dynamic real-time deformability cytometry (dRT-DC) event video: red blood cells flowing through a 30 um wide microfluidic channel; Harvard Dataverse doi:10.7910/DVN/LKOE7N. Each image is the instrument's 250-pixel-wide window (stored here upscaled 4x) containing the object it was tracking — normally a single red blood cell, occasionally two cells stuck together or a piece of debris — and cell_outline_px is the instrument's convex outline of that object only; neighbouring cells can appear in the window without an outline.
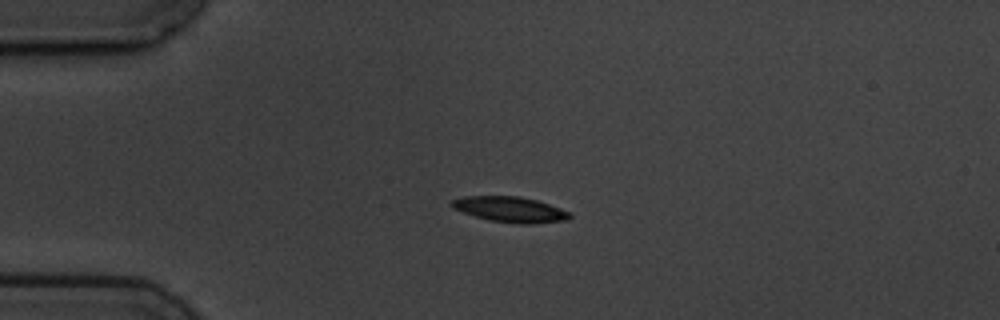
{"species": "common noctule bat (a hibernating species)", "species_latin": "Nyctalus noctula", "temperature_condition": "cold", "stored_images_in_passage": 3, "camera_frame_rate_fps": 3000, "um_per_image_px": 0.085, "animal": {"sex": "male", "body_mass_g": 19.5, "forearm_length_mm": 54.6}, "frame": {"image": 1, "passage_image": 1, "time_ms": 0.0, "image_size_px": [1000, 320], "cell_outline_px": [[572, 216], [568, 220], [532, 224], [520, 224], [488, 220], [452, 208], [448, 204], [452, 200], [464, 196], [520, 196], [536, 200], [572, 212]], "centroid_in_image_um": [43.38, 17.8], "position_along_channel_um": 41.6, "area_um2": 17.63}}
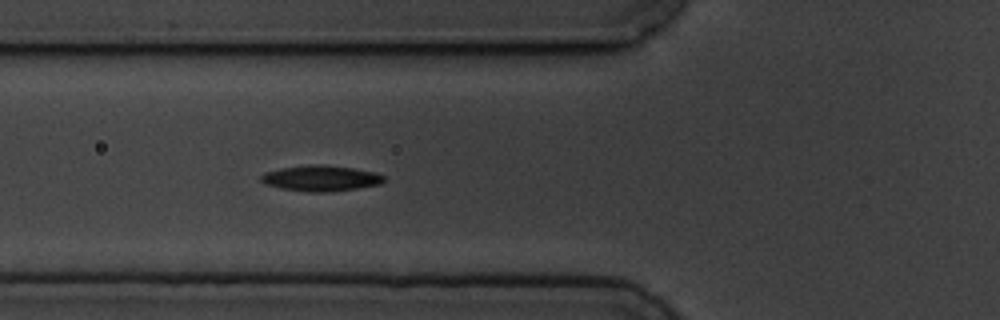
{"frame": {"image": 2, "passage_image": 3, "time_ms": 2.333, "image_size_px": [1000, 320], "cell_outline_px": [[384, 180], [380, 184], [332, 192], [308, 192], [280, 188], [264, 184], [260, 180], [260, 176], [264, 172], [280, 168], [312, 164], [324, 164], [352, 168], [376, 172], [384, 176]], "centroid_in_image_um": [27.23, 15.15], "position_along_channel_um": 98.6, "area_um2": 18.55}}